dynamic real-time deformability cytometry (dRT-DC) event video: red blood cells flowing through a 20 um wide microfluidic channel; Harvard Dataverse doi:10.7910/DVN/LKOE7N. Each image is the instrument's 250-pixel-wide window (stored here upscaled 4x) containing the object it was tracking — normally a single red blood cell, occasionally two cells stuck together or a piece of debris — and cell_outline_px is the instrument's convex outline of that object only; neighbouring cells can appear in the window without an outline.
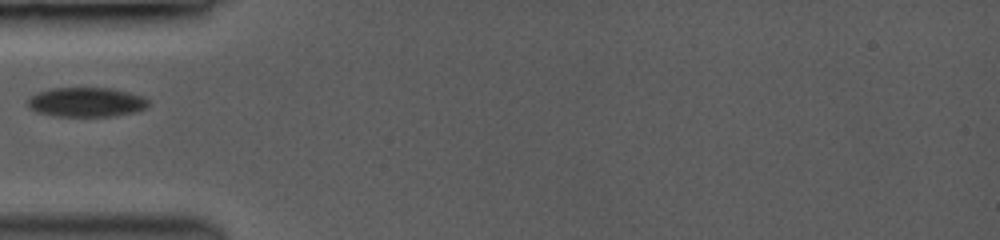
{"species": "common noctule bat (a hibernating species)", "species_latin": "Nyctalus noctula", "temperature_condition": "room temperature", "stored_images_in_passage": 38, "camera_frame_rate_fps": 3500, "um_per_image_px": 0.085, "animal": {"sex": "female", "body_mass_g": 19.0, "forearm_length_mm": 53.3}, "frame": {"image": 1, "passage_image": 1, "time_ms": 0.0, "image_size_px": [1000, 240], "cell_outline_px": [[148, 104], [144, 108], [132, 112], [112, 116], [56, 116], [36, 112], [28, 104], [28, 100], [32, 96], [40, 92], [52, 88], [108, 88], [140, 96], [148, 100]], "centroid_in_image_um": [7.3, 8.69], "position_along_channel_um": 77.7, "area_um2": 20.11}}
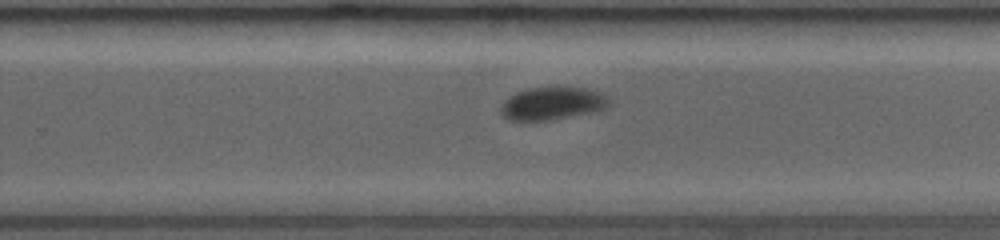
{"frame": {"image": 2, "passage_image": 19, "time_ms": 5.143, "image_size_px": [1000, 240], "cell_outline_px": [[608, 104], [604, 108], [588, 112], [544, 120], [508, 120], [500, 112], [500, 108], [512, 96], [520, 92], [532, 88], [584, 88], [596, 92], [604, 96], [608, 100]], "centroid_in_image_um": [46.9, 8.8], "position_along_channel_um": 282.9, "area_um2": 19.36}}
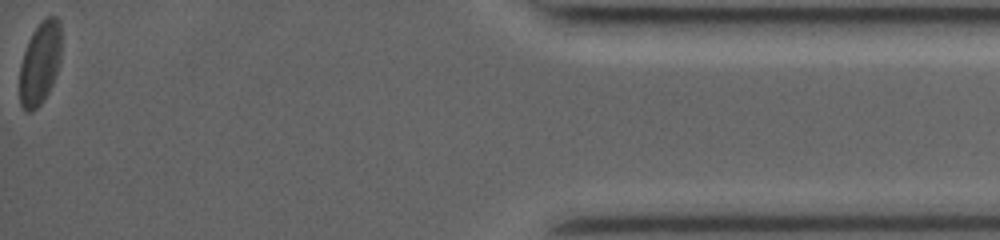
{"frame": {"image": 3, "passage_image": 38, "time_ms": 10.571, "image_size_px": [1000, 240], "cell_outline_px": [[60, 60], [52, 84], [44, 100], [32, 112], [24, 112], [20, 104], [20, 64], [28, 40], [32, 32], [48, 16], [56, 16], [60, 20]], "centroid_in_image_um": [3.38, 5.4], "position_along_channel_um": 431.8, "area_um2": 20.0}}